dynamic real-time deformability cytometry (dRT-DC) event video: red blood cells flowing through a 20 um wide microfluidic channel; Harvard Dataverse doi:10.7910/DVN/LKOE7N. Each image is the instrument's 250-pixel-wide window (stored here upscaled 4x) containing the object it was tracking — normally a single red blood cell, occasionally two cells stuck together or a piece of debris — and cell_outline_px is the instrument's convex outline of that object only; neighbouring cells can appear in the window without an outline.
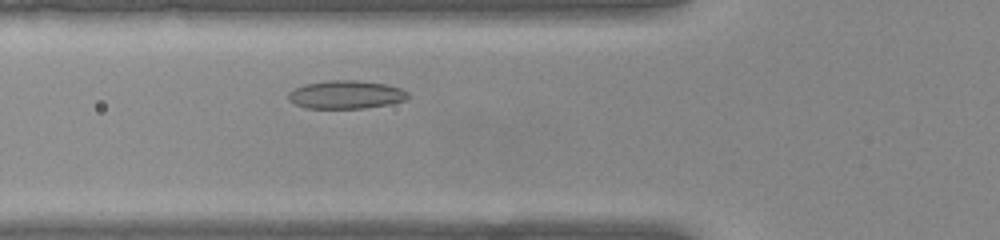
{"species": "common noctule bat (a hibernating species)", "species_latin": "Nyctalus noctula", "temperature_condition": "warm", "stored_images_in_passage": 42, "camera_frame_rate_fps": 3000, "um_per_image_px": 0.085, "animal": {"sex": "female", "body_mass_g": 22.0, "forearm_length_mm": 56.7}, "frame": {"image": 1, "passage_image": 8, "time_ms": 2.333, "image_size_px": [1000, 240], "cell_outline_px": [[408, 100], [388, 104], [364, 108], [304, 108], [288, 100], [288, 92], [292, 88], [304, 84], [328, 80], [360, 80], [384, 84], [400, 88], [408, 92]], "centroid_in_image_um": [29.37, 8.04], "position_along_channel_um": 96.4, "area_um2": 19.83}}
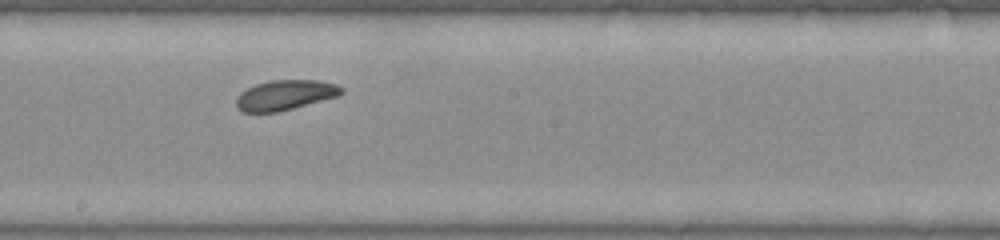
{"frame": {"image": 2, "passage_image": 18, "time_ms": 5.667, "image_size_px": [1000, 240], "cell_outline_px": [[344, 92], [340, 96], [276, 112], [240, 112], [236, 108], [236, 96], [240, 92], [256, 84], [272, 80], [320, 80], [336, 84], [344, 88]], "centroid_in_image_um": [24.24, 8.08], "position_along_channel_um": 224.0, "area_um2": 18.55}}
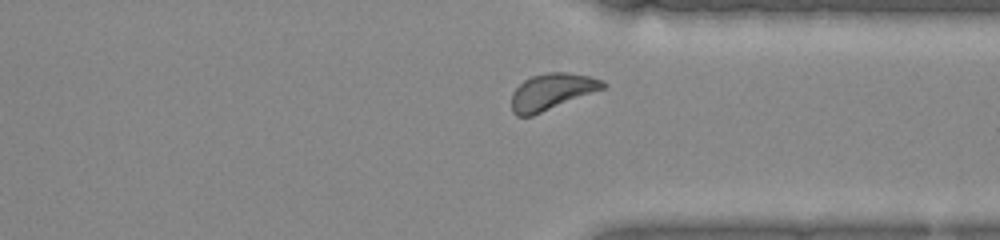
{"frame": {"image": 3, "passage_image": 29, "time_ms": 9.333, "image_size_px": [1000, 240], "cell_outline_px": [[608, 84], [604, 88], [532, 116], [516, 116], [512, 112], [512, 92], [524, 80], [532, 76], [548, 72], [568, 72], [588, 76], [604, 80]], "centroid_in_image_um": [46.9, 7.78], "position_along_channel_um": 364.5, "area_um2": 19.25}, "authors_computed_cell_mechanics": {"area_um2": 19.0162, "velocity_mm_per_s": 3.8381, "shape_relaxation_time_tau1_ms": 2.4882, "shape_relaxation_time_tau2_ms": null, "deformation_change_tau1": 0.0605, "deformation_change_tau2": null}}